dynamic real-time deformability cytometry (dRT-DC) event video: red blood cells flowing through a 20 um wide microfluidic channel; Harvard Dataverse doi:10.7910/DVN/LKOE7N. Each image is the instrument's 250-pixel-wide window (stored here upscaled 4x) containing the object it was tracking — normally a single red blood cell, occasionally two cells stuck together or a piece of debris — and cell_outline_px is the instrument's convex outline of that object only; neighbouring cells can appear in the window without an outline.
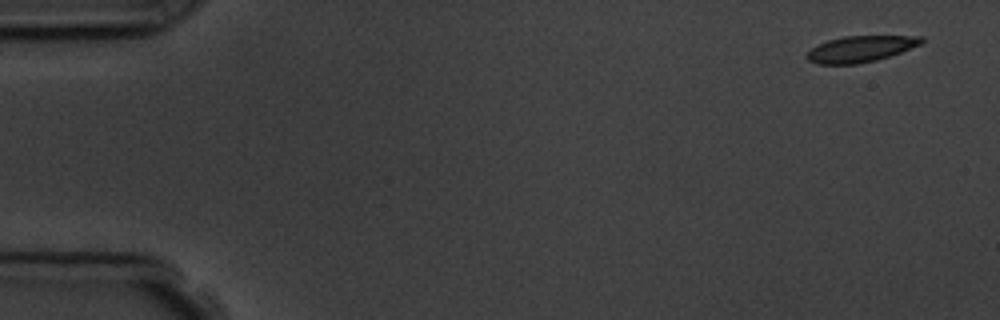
{"species": "common noctule bat (a hibernating species)", "species_latin": "Nyctalus noctula", "temperature_condition": "room temperature", "stored_images_in_passage": 4, "camera_frame_rate_fps": 3000, "um_per_image_px": 0.085, "animal": {"sex": "male", "body_mass_g": 19.5, "forearm_length_mm": 54.6}, "frame": {"image": 1, "passage_image": 1, "time_ms": 0.0, "image_size_px": [1000, 320], "cell_outline_px": [[924, 40], [920, 44], [900, 52], [876, 60], [856, 64], [816, 64], [808, 60], [804, 56], [816, 44], [828, 40], [844, 36], [924, 36]], "centroid_in_image_um": [73.09, 4.16], "position_along_channel_um": 11.9, "area_um2": 17.4}}